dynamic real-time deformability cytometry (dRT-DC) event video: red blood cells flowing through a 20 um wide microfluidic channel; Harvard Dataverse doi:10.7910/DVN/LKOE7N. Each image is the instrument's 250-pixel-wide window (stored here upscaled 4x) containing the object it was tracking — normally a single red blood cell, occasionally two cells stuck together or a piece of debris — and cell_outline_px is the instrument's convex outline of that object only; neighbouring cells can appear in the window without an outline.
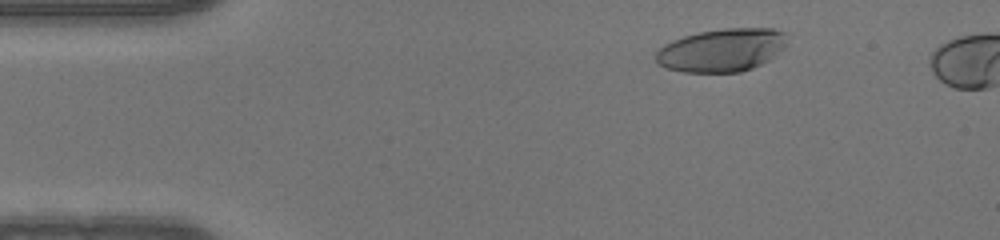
{"species": "human", "species_latin": "Homo sapiens", "temperature_condition": "warm", "stored_images_in_passage": 45, "camera_frame_rate_fps": 3000, "um_per_image_px": 0.085, "donor": {"sex": "male"}, "frame": {"image": 1, "passage_image": 5, "time_ms": 1.333, "image_size_px": [1000, 240], "cell_outline_px": [[784, 44], [768, 60], [752, 68], [740, 72], [684, 72], [664, 68], [656, 60], [656, 52], [664, 44], [672, 40], [684, 36], [700, 32], [724, 28], [772, 28], [784, 32]], "centroid_in_image_um": [61.28, 4.26], "position_along_channel_um": 23.7, "area_um2": 32.48}}
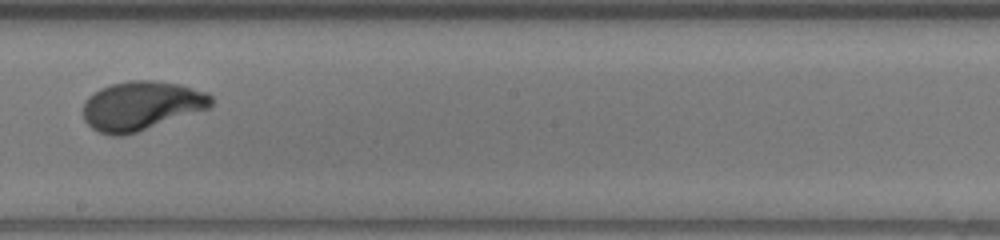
{"frame": {"image": 2, "passage_image": 26, "time_ms": 8.333, "image_size_px": [1000, 240], "cell_outline_px": [[212, 104], [208, 108], [124, 136], [112, 136], [100, 132], [92, 128], [84, 120], [84, 100], [92, 92], [100, 88], [112, 84], [132, 80], [152, 80], [180, 84], [208, 92], [212, 96]], "centroid_in_image_um": [11.99, 8.97], "position_along_channel_um": 236.2, "area_um2": 36.47}}
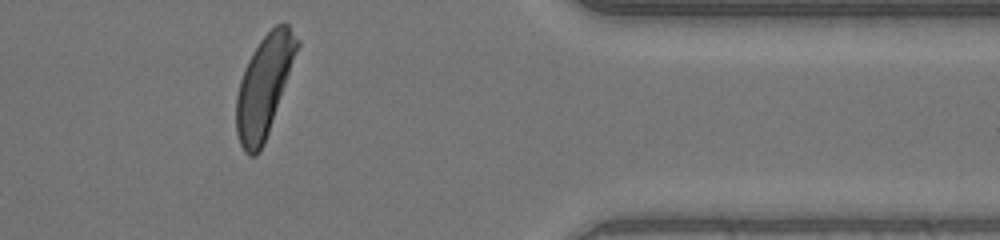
{"frame": {"image": 3, "passage_image": 39, "time_ms": 12.667, "image_size_px": [1000, 240], "cell_outline_px": [[300, 44], [264, 144], [260, 152], [256, 156], [248, 156], [244, 152], [240, 144], [236, 132], [236, 96], [240, 80], [244, 68], [252, 52], [260, 40], [276, 24], [284, 20], [288, 24], [300, 40]], "centroid_in_image_um": [22.44, 7.31], "position_along_channel_um": 389.0, "area_um2": 35.72}}